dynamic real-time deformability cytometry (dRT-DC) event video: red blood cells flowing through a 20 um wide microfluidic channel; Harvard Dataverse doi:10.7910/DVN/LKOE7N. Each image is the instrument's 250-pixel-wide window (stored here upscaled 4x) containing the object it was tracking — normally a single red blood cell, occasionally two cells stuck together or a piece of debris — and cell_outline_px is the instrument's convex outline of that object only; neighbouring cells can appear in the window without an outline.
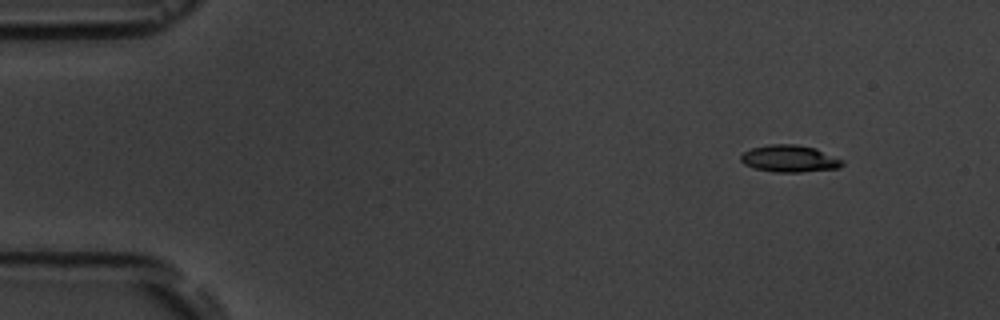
{"species": "common noctule bat (a hibernating species)", "species_latin": "Nyctalus noctula", "temperature_condition": "room temperature", "stored_images_in_passage": 5, "camera_frame_rate_fps": 3000, "um_per_image_px": 0.085, "animal": {"sex": "male", "body_mass_g": 19.5, "forearm_length_mm": 54.6}, "frame": {"image": 1, "passage_image": 1, "time_ms": 0.0, "image_size_px": [1000, 320], "cell_outline_px": [[844, 164], [840, 168], [800, 172], [772, 172], [756, 168], [744, 164], [740, 160], [740, 156], [744, 152], [752, 148], [768, 144], [796, 144], [816, 148], [844, 160]], "centroid_in_image_um": [67.14, 13.48], "position_along_channel_um": 17.9, "area_um2": 16.07}}
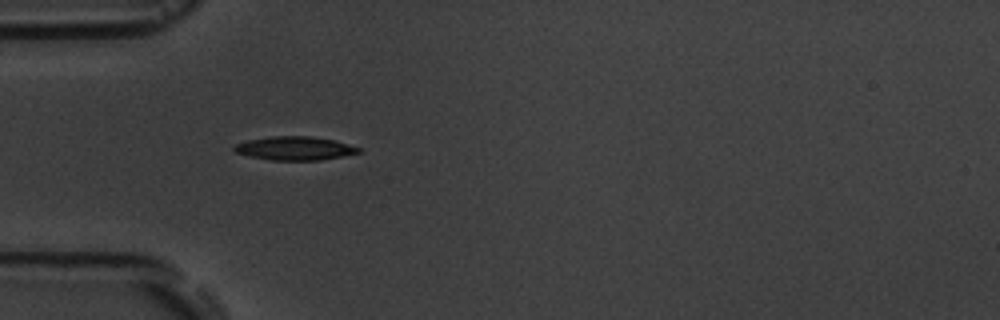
{"frame": {"image": 2, "passage_image": 4, "time_ms": 3.667, "image_size_px": [1000, 320], "cell_outline_px": [[360, 152], [320, 160], [272, 160], [252, 156], [236, 152], [232, 148], [236, 144], [248, 140], [268, 136], [312, 136], [332, 140], [348, 144], [360, 148]], "centroid_in_image_um": [25.03, 12.59], "position_along_channel_um": 60.0, "area_um2": 16.82}}
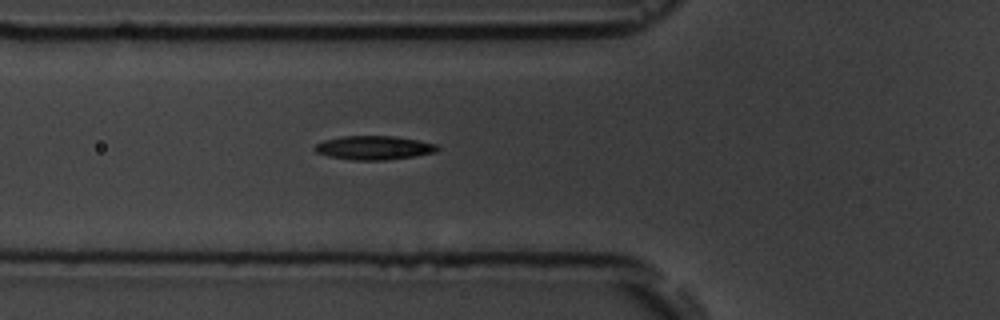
{"frame": {"image": 3, "passage_image": 5, "time_ms": 4.667, "image_size_px": [1000, 320], "cell_outline_px": [[440, 148], [436, 152], [412, 156], [384, 160], [352, 160], [328, 156], [316, 152], [312, 148], [316, 144], [324, 140], [340, 136], [396, 136], [436, 144]], "centroid_in_image_um": [31.74, 12.55], "position_along_channel_um": 94.1, "area_um2": 16.99}}